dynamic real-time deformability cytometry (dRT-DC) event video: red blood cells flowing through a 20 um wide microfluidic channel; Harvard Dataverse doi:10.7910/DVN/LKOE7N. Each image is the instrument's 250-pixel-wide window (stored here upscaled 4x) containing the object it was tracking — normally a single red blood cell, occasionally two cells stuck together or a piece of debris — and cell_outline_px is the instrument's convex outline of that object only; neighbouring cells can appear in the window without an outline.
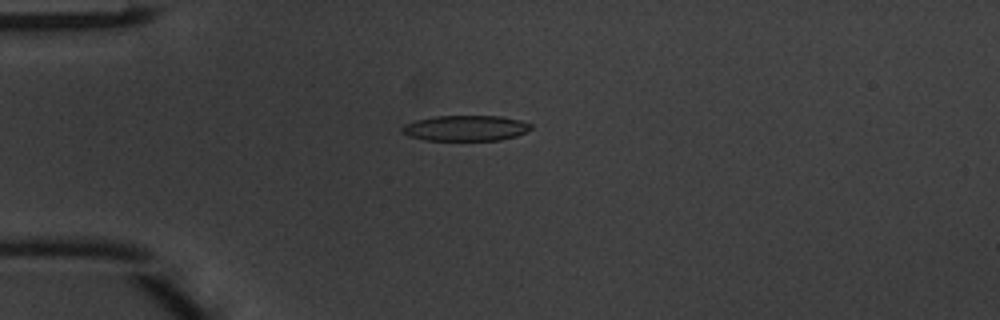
{"species": "common noctule bat (a hibernating species)", "species_latin": "Nyctalus noctula", "temperature_condition": "warm", "stored_images_in_passage": 38, "camera_frame_rate_fps": 3000, "um_per_image_px": 0.085, "animal": {"sex": "male", "body_mass_g": 20.1, "forearm_length_mm": 53.5}, "frame": {"image": 1, "passage_image": 2, "time_ms": 0.333, "image_size_px": [1000, 320], "cell_outline_px": [[532, 128], [516, 136], [500, 140], [424, 140], [408, 136], [400, 132], [400, 128], [404, 124], [416, 120], [432, 116], [500, 116], [520, 120], [532, 124]], "centroid_in_image_um": [39.53, 10.89], "position_along_channel_um": 45.5, "area_um2": 19.31}}
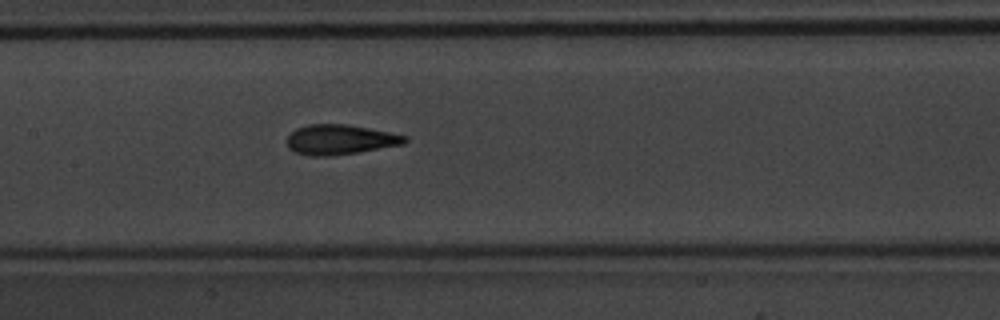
{"frame": {"image": 2, "passage_image": 13, "time_ms": 4.0, "image_size_px": [1000, 320], "cell_outline_px": [[408, 140], [404, 144], [360, 152], [328, 156], [308, 156], [296, 152], [288, 148], [288, 136], [296, 128], [308, 124], [344, 124], [368, 128], [408, 136]], "centroid_in_image_um": [28.91, 11.87], "position_along_channel_um": 178.5, "area_um2": 20.52}}
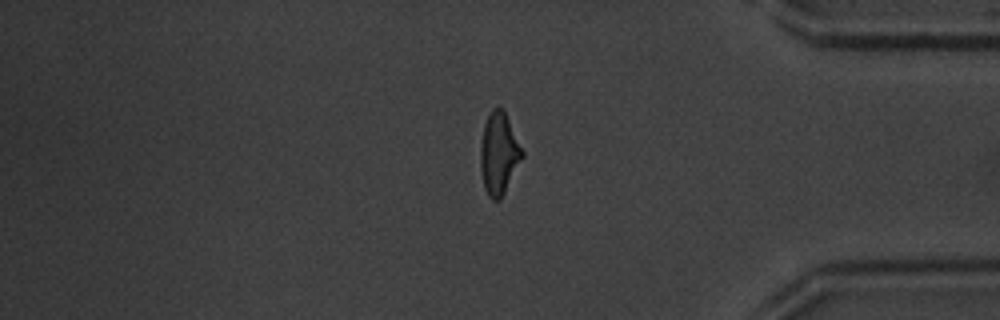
{"frame": {"image": 3, "passage_image": 30, "time_ms": 9.667, "image_size_px": [1000, 320], "cell_outline_px": [[524, 156], [500, 200], [492, 200], [488, 196], [484, 188], [480, 168], [480, 144], [484, 124], [492, 108], [504, 108], [524, 152]], "centroid_in_image_um": [42.41, 13.04], "position_along_channel_um": 392.8, "area_um2": 20.11}, "authors_computed_cell_mechanics": {"area_um2": 19.8254, "velocity_mm_per_s": 4.1777, "shape_relaxation_time_tau1_ms": 3.7248, "shape_relaxation_time_tau2_ms": 1.6213, "deformation_change_tau1": 0.1815, "deformation_change_tau2": 0.1015}}